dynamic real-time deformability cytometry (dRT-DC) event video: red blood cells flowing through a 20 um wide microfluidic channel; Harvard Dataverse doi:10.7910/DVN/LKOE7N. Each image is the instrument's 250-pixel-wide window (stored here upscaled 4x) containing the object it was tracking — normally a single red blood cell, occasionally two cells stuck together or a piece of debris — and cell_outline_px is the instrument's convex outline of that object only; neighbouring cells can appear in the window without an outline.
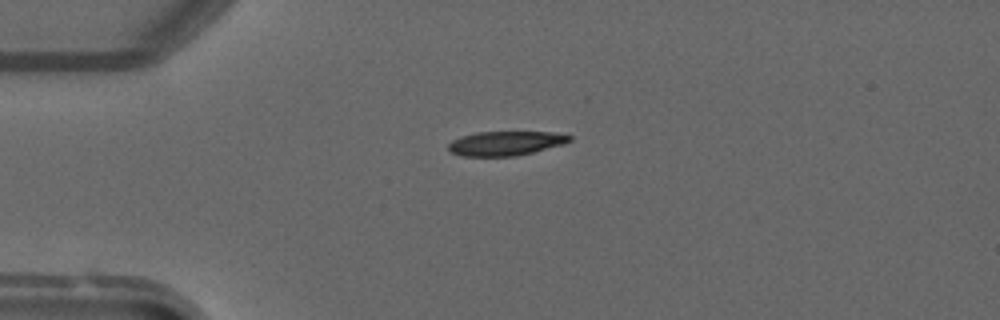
{"species": "common noctule bat (a hibernating species)", "species_latin": "Nyctalus noctula", "temperature_condition": "warm", "stored_images_in_passage": 5, "camera_frame_rate_fps": 3000, "um_per_image_px": 0.085, "animal": {"sex": "male", "forearm_length_mm": 52.5}, "frame": {"image": 1, "passage_image": 4, "time_ms": 3.333, "image_size_px": [1000, 320], "cell_outline_px": [[572, 140], [564, 144], [516, 156], [460, 156], [452, 152], [448, 148], [448, 144], [452, 140], [460, 136], [476, 132], [556, 132], [572, 136]], "centroid_in_image_um": [42.98, 12.17], "position_along_channel_um": 42.0, "area_um2": 17.22}}